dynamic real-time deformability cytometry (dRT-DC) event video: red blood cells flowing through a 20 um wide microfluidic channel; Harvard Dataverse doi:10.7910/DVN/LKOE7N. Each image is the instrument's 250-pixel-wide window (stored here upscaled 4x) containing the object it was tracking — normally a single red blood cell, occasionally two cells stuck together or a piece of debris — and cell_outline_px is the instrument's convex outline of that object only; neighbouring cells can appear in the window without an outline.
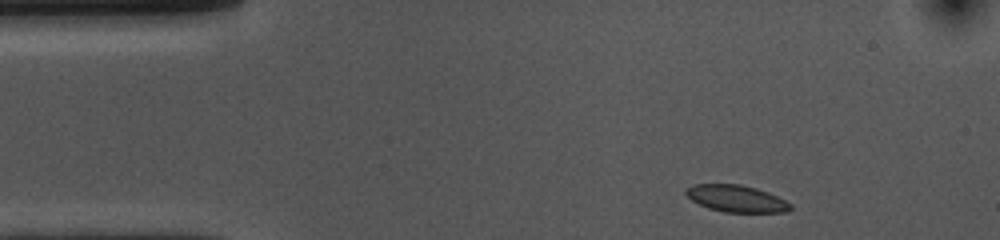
{"species": "common noctule bat (a hibernating species)", "species_latin": "Nyctalus noctula", "temperature_condition": "cold", "stored_images_in_passage": 38, "camera_frame_rate_fps": 3000, "um_per_image_px": 0.085, "animal": {"sex": "female", "body_mass_g": 10.0, "forearm_length_mm": 53.1}, "frame": {"image": 1, "passage_image": 1, "time_ms": 0.0, "image_size_px": [1000, 240], "cell_outline_px": [[792, 208], [788, 212], [724, 212], [708, 208], [692, 200], [684, 192], [692, 184], [740, 184], [756, 188], [768, 192], [792, 204]], "centroid_in_image_um": [62.6, 16.88], "position_along_channel_um": 22.4, "area_um2": 16.3}}
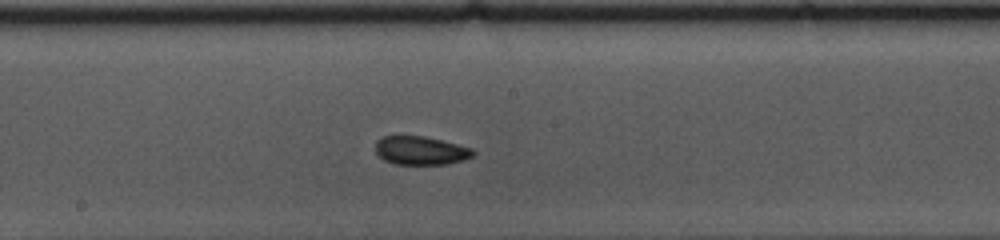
{"frame": {"image": 2, "passage_image": 21, "time_ms": 6.667, "image_size_px": [1000, 240], "cell_outline_px": [[476, 152], [472, 156], [464, 160], [444, 164], [396, 164], [384, 160], [376, 152], [376, 144], [384, 136], [424, 136], [472, 148]], "centroid_in_image_um": [35.78, 12.8], "position_along_channel_um": 212.4, "area_um2": 15.95}}
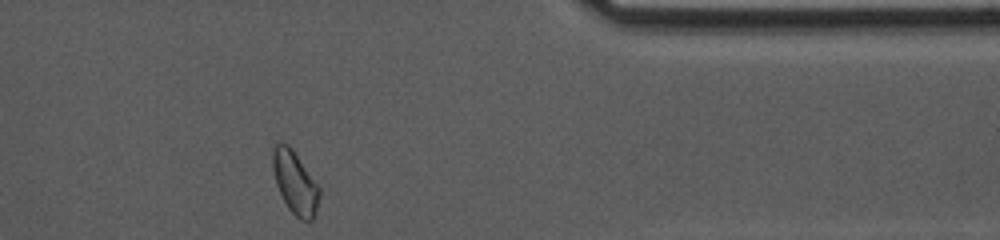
{"frame": {"image": 3, "passage_image": 37, "time_ms": 12.0, "image_size_px": [1000, 240], "cell_outline_px": [[320, 196], [316, 216], [312, 220], [300, 220], [288, 208], [276, 184], [272, 168], [272, 148], [276, 144], [288, 144], [292, 148], [320, 188]], "centroid_in_image_um": [25.09, 15.54], "position_along_channel_um": 386.3, "area_um2": 17.05}, "authors_computed_cell_mechanics": {"area_um2": 16.9065, "velocity_mm_per_s": 3.7038, "shape_relaxation_time_tau1_ms": 4.9088, "shape_relaxation_time_tau2_ms": 2.491, "deformation_change_tau1": 0.0767, "deformation_change_tau2": 0.0644}}